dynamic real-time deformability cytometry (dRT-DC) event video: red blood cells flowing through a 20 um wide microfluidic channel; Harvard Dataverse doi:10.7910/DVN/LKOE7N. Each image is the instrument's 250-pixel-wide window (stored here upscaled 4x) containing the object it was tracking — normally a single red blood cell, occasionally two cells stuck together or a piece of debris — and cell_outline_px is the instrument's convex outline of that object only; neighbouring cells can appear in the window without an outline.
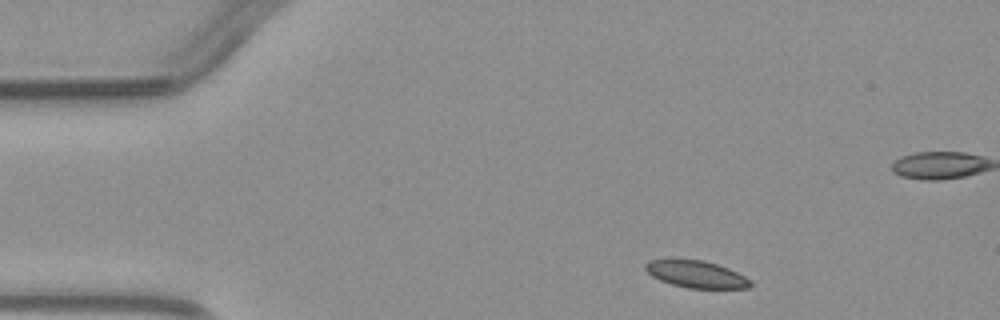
{"species": "common noctule bat (a hibernating species)", "species_latin": "Nyctalus noctula", "temperature_condition": "warm", "stored_images_in_passage": 4, "camera_frame_rate_fps": 3000, "um_per_image_px": 0.085, "animal": {"sex": "male", "body_mass_g": 23.1, "forearm_length_mm": 52.7}, "frame": {"image": 1, "passage_image": 1, "time_ms": 0.0, "image_size_px": [1000, 320], "cell_outline_px": [[752, 284], [748, 288], [688, 288], [672, 284], [660, 280], [652, 276], [644, 268], [644, 264], [648, 260], [672, 256], [704, 260], [728, 268], [752, 280]], "centroid_in_image_um": [59.09, 23.25], "position_along_channel_um": 25.9, "area_um2": 17.17}}